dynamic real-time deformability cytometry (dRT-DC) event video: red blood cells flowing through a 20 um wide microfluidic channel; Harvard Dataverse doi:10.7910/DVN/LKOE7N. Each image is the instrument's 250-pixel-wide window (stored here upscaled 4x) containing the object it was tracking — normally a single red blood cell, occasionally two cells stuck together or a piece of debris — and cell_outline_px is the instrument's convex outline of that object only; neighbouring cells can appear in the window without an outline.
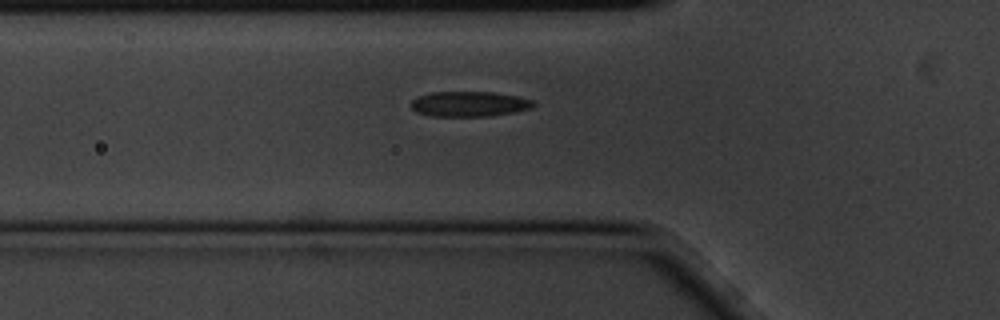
{"species": "common noctule bat (a hibernating species)", "species_latin": "Nyctalus noctula", "temperature_condition": "cold", "stored_images_in_passage": 5, "camera_frame_rate_fps": 3000, "um_per_image_px": 0.085, "animal": {"sex": "male", "body_mass_g": 20.1, "forearm_length_mm": 53.5}, "frame": {"image": 1, "passage_image": 5, "time_ms": 1.333, "image_size_px": [1000, 320], "cell_outline_px": [[536, 104], [532, 108], [512, 112], [488, 116], [432, 116], [416, 112], [408, 104], [416, 96], [432, 92], [492, 92], [516, 96], [532, 100]], "centroid_in_image_um": [39.83, 8.83], "position_along_channel_um": 86.0, "area_um2": 17.98}}